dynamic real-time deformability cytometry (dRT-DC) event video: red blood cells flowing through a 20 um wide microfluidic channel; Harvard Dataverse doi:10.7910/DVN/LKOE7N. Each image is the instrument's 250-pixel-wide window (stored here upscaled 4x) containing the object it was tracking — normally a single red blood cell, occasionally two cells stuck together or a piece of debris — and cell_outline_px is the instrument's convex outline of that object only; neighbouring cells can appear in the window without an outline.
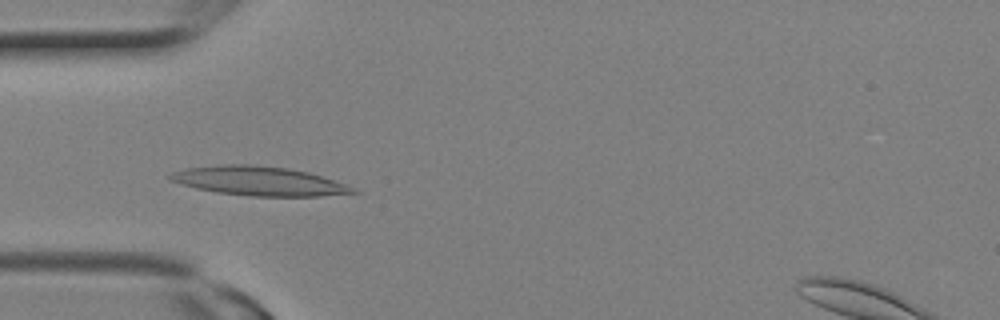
{"species": "Egyptian fruit bat (a non-hibernating species)", "species_latin": "Rousettus aegyptiacus", "temperature_condition": "room temperature", "stored_images_in_passage": 25, "segment_of_instrument_passage": [1, 2], "camera_frame_rate_fps": 3000, "um_per_image_px": 0.085, "animal": {"sex": "female"}, "frame": {"image": 1, "passage_image": 7, "time_ms": 2.0, "image_size_px": [1000, 320], "cell_outline_px": [[360, 192], [320, 196], [248, 196], [216, 192], [196, 188], [168, 180], [168, 176], [172, 172], [184, 168], [220, 164], [248, 164], [288, 168], [308, 172], [356, 188]], "centroid_in_image_um": [21.96, 15.38], "position_along_channel_um": 63.0, "area_um2": 30.98}}
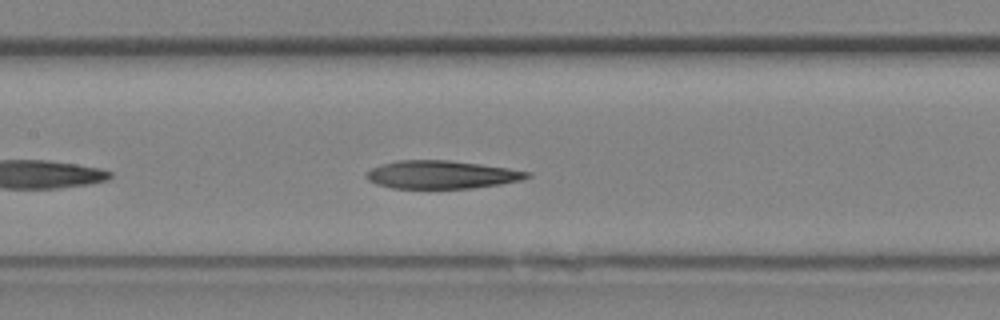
{"frame": {"image": 2, "passage_image": 11, "time_ms": 3.333, "image_size_px": [1000, 320], "cell_outline_px": [[532, 176], [520, 180], [500, 184], [472, 188], [392, 188], [368, 180], [364, 176], [372, 168], [380, 164], [396, 160], [448, 160], [480, 164], [508, 168], [532, 172]], "centroid_in_image_um": [37.55, 14.84], "position_along_channel_um": 169.9, "area_um2": 26.18}}
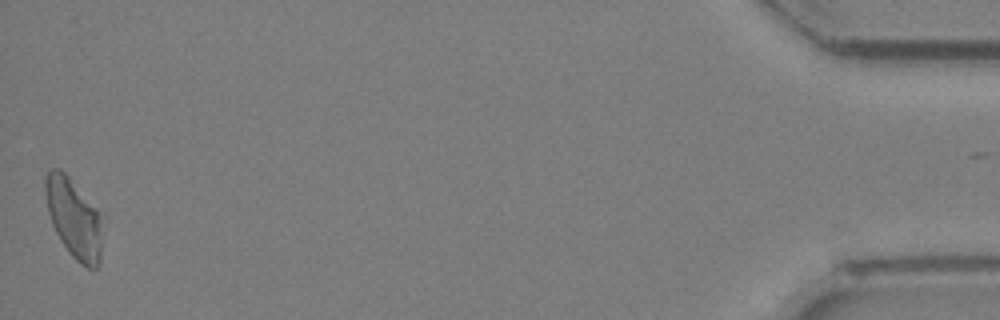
{"frame": {"image": 3, "passage_image": 24, "time_ms": 7.667, "image_size_px": [1000, 320], "cell_outline_px": [[104, 216], [100, 264], [96, 268], [88, 268], [80, 264], [68, 252], [60, 240], [52, 224], [48, 212], [44, 192], [44, 176], [52, 168], [60, 168], [104, 212]], "centroid_in_image_um": [6.33, 18.54], "position_along_channel_um": 428.9, "area_um2": 27.57}}